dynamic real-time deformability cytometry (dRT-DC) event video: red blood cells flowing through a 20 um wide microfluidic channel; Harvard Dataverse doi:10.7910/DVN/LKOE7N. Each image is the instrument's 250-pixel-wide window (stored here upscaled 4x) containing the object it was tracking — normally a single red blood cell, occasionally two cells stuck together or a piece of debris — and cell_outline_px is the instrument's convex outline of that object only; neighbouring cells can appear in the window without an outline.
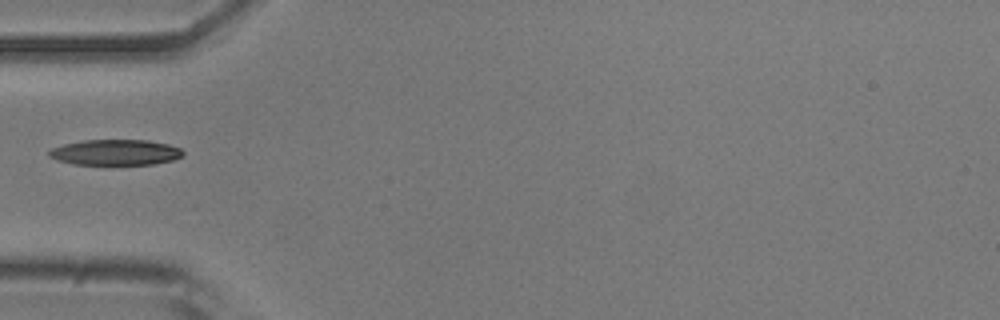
{"species": "common noctule bat (a hibernating species)", "species_latin": "Nyctalus noctula", "temperature_condition": "room temperature", "stored_images_in_passage": 37, "camera_frame_rate_fps": 3000, "um_per_image_px": 0.085, "animal": {"sex": "male", "body_mass_g": 20.5, "forearm_length_mm": 52.5}, "frame": {"image": 1, "passage_image": 1, "time_ms": 0.0, "image_size_px": [1000, 320], "cell_outline_px": [[184, 156], [172, 160], [152, 164], [72, 164], [56, 160], [48, 156], [48, 152], [52, 148], [64, 144], [84, 140], [148, 140], [168, 144], [180, 148], [184, 152]], "centroid_in_image_um": [9.81, 12.95], "position_along_channel_um": 75.2, "area_um2": 20.0}}
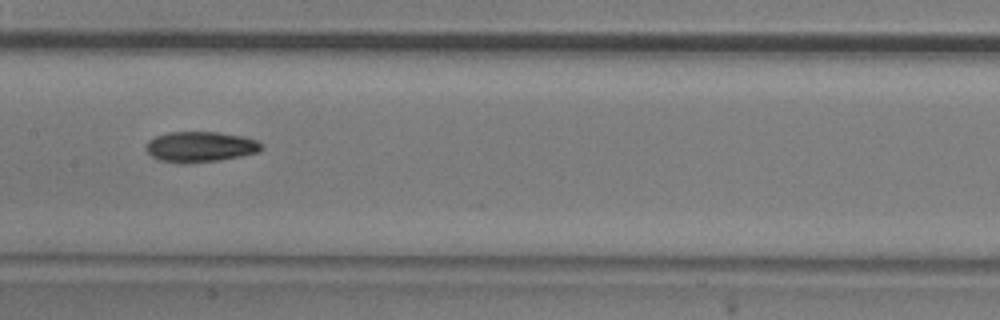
{"frame": {"image": 2, "passage_image": 10, "time_ms": 3.0, "image_size_px": [1000, 320], "cell_outline_px": [[264, 148], [260, 152], [220, 160], [188, 164], [180, 164], [160, 160], [152, 156], [144, 148], [148, 140], [156, 136], [168, 132], [220, 132], [244, 136], [256, 140]], "centroid_in_image_um": [17.02, 12.48], "position_along_channel_um": 190.4, "area_um2": 20.81}}
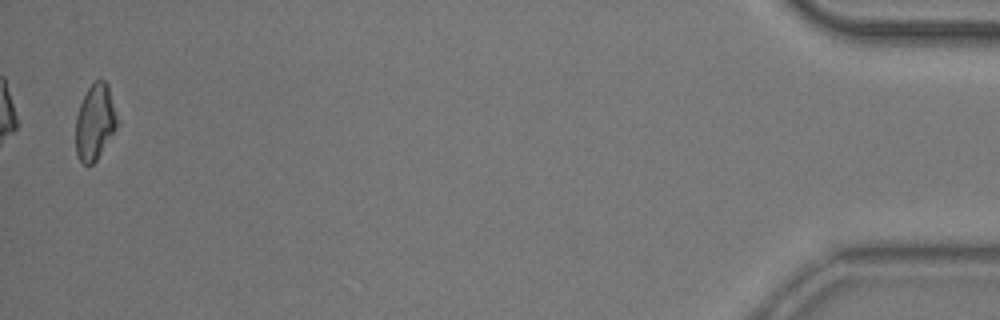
{"frame": {"image": 3, "passage_image": 36, "time_ms": 11.667, "image_size_px": [1000, 320], "cell_outline_px": [[120, 120], [116, 128], [96, 160], [92, 164], [84, 164], [80, 160], [76, 152], [76, 116], [80, 104], [88, 88], [96, 80], [104, 80], [108, 84]], "centroid_in_image_um": [8.1, 10.35], "position_along_channel_um": 427.1, "area_um2": 18.32}}